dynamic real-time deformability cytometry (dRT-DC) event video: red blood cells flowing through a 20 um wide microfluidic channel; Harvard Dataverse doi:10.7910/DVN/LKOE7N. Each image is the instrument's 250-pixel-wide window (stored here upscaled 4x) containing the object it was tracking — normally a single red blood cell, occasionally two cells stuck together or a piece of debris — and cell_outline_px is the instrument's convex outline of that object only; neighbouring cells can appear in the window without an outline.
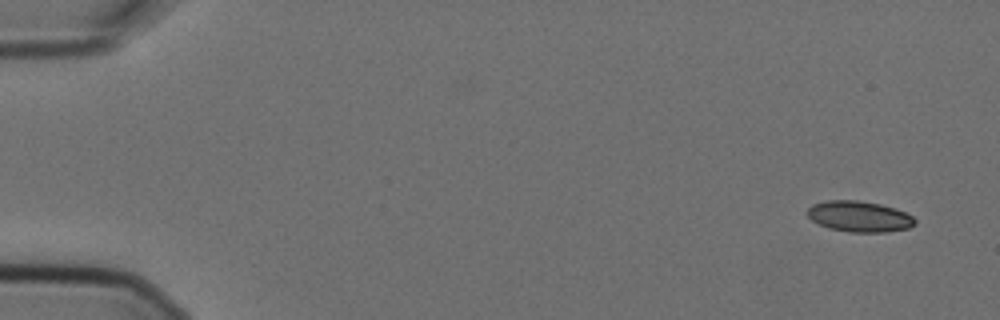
{"species": "Egyptian fruit bat (a non-hibernating species)", "species_latin": "Rousettus aegyptiacus", "temperature_condition": "cold", "stored_images_in_passage": 5, "camera_frame_rate_fps": 3000, "um_per_image_px": 0.085, "animal": {"sex": "female"}, "frame": {"image": 1, "passage_image": 1, "time_ms": 0.0, "image_size_px": [1000, 320], "cell_outline_px": [[916, 224], [908, 228], [884, 232], [848, 232], [828, 228], [812, 220], [808, 216], [808, 208], [812, 204], [828, 200], [856, 200], [880, 204], [896, 208], [912, 216], [916, 220]], "centroid_in_image_um": [73.05, 18.4], "position_along_channel_um": 12.0, "area_um2": 19.31}}
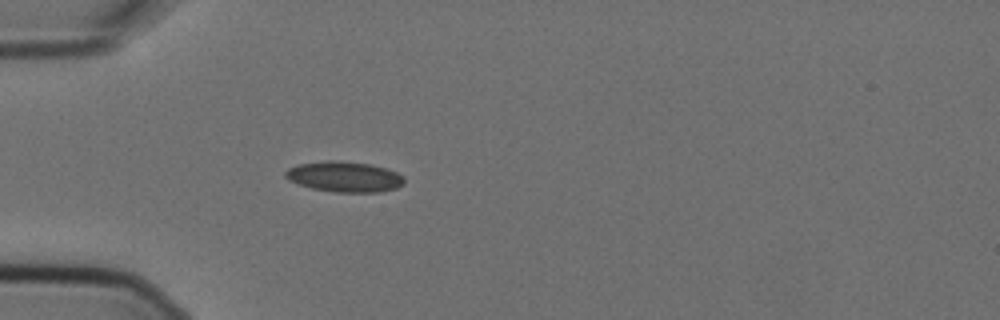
{"frame": {"image": 2, "passage_image": 5, "time_ms": 1.333, "image_size_px": [1000, 320], "cell_outline_px": [[404, 184], [396, 188], [380, 192], [336, 192], [312, 188], [288, 180], [284, 176], [284, 172], [288, 168], [300, 164], [328, 160], [332, 160], [368, 164], [384, 168], [396, 172], [404, 176]], "centroid_in_image_um": [29.27, 15.03], "position_along_channel_um": 55.7, "area_um2": 20.92}}